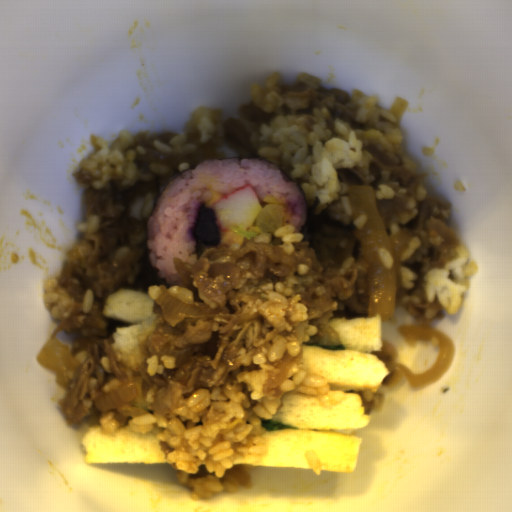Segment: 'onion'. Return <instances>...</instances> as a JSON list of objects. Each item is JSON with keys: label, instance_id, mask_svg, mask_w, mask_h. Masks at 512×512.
I'll use <instances>...</instances> for the list:
<instances>
[{"label": "onion", "instance_id": "obj_1", "mask_svg": "<svg viewBox=\"0 0 512 512\" xmlns=\"http://www.w3.org/2000/svg\"><path fill=\"white\" fill-rule=\"evenodd\" d=\"M352 220L363 214L364 226L353 233L360 240L358 248L367 269V317L379 315L382 322L391 320L401 288L402 256L414 233L403 229L389 236L374 196L373 186L348 188Z\"/></svg>", "mask_w": 512, "mask_h": 512}, {"label": "onion", "instance_id": "obj_2", "mask_svg": "<svg viewBox=\"0 0 512 512\" xmlns=\"http://www.w3.org/2000/svg\"><path fill=\"white\" fill-rule=\"evenodd\" d=\"M396 329L409 347L414 348L418 341L432 340L440 352L431 367L424 372L415 373L405 365L398 363L399 352L395 345L391 342H382L381 350L372 353L385 362L390 372L381 384L390 389L405 379L410 387L420 389L441 378L455 357L454 342L450 337L432 326L422 324L404 323Z\"/></svg>", "mask_w": 512, "mask_h": 512}, {"label": "onion", "instance_id": "obj_3", "mask_svg": "<svg viewBox=\"0 0 512 512\" xmlns=\"http://www.w3.org/2000/svg\"><path fill=\"white\" fill-rule=\"evenodd\" d=\"M35 359L42 367L54 370L55 382L61 388L67 387L80 364L67 343H61L55 337L44 344Z\"/></svg>", "mask_w": 512, "mask_h": 512}, {"label": "onion", "instance_id": "obj_4", "mask_svg": "<svg viewBox=\"0 0 512 512\" xmlns=\"http://www.w3.org/2000/svg\"><path fill=\"white\" fill-rule=\"evenodd\" d=\"M152 311L159 315H164L167 319L211 318L231 312L229 308L221 306L209 307L204 302H195V304L186 303L170 294L165 284L161 286V293L154 300Z\"/></svg>", "mask_w": 512, "mask_h": 512}, {"label": "onion", "instance_id": "obj_5", "mask_svg": "<svg viewBox=\"0 0 512 512\" xmlns=\"http://www.w3.org/2000/svg\"><path fill=\"white\" fill-rule=\"evenodd\" d=\"M139 390L134 380H129L113 391L100 397L94 404L102 414L113 412L114 420L125 423L129 417H137L147 410L141 407H134L132 400L138 395Z\"/></svg>", "mask_w": 512, "mask_h": 512}, {"label": "onion", "instance_id": "obj_6", "mask_svg": "<svg viewBox=\"0 0 512 512\" xmlns=\"http://www.w3.org/2000/svg\"><path fill=\"white\" fill-rule=\"evenodd\" d=\"M204 152L195 151L190 155H170L157 150L147 148L145 154L138 156V160L149 163H160L170 167H178L180 164L188 163L190 165H197L203 158Z\"/></svg>", "mask_w": 512, "mask_h": 512}, {"label": "onion", "instance_id": "obj_7", "mask_svg": "<svg viewBox=\"0 0 512 512\" xmlns=\"http://www.w3.org/2000/svg\"><path fill=\"white\" fill-rule=\"evenodd\" d=\"M194 348L192 346L178 349L176 345H173L171 343H164L163 347L161 348L160 352L157 354V356L160 358L163 355H171L175 359V365L177 367H181L184 365L193 355Z\"/></svg>", "mask_w": 512, "mask_h": 512}, {"label": "onion", "instance_id": "obj_8", "mask_svg": "<svg viewBox=\"0 0 512 512\" xmlns=\"http://www.w3.org/2000/svg\"><path fill=\"white\" fill-rule=\"evenodd\" d=\"M173 264L179 277L184 281L186 288L192 291L194 297L197 293V290L193 285L192 278L190 277L192 274L191 271L180 257L174 256Z\"/></svg>", "mask_w": 512, "mask_h": 512}, {"label": "onion", "instance_id": "obj_9", "mask_svg": "<svg viewBox=\"0 0 512 512\" xmlns=\"http://www.w3.org/2000/svg\"><path fill=\"white\" fill-rule=\"evenodd\" d=\"M408 105H409L408 100H406L402 97H397L393 101L389 111H392V113L396 117L397 124L399 123L401 117L403 116L404 112L406 111Z\"/></svg>", "mask_w": 512, "mask_h": 512}]
</instances>
